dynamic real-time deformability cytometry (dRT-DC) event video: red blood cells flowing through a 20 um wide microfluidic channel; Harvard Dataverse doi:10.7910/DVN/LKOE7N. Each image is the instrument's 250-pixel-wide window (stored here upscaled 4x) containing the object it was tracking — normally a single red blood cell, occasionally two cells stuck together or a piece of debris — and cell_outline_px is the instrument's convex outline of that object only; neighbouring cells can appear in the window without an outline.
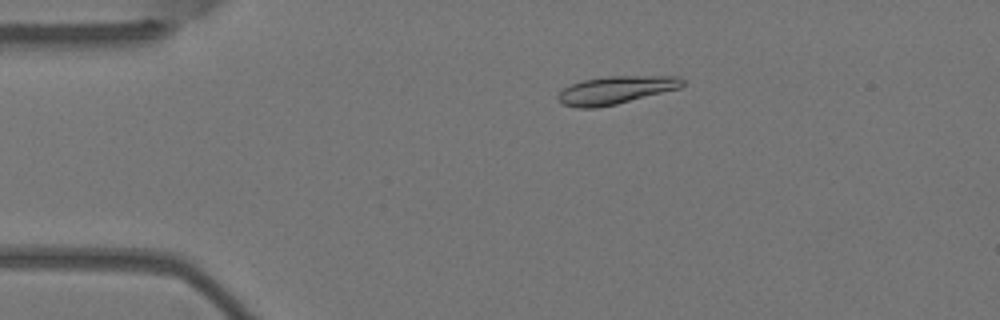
{"species": "Egyptian fruit bat (a non-hibernating species)", "species_latin": "Rousettus aegyptiacus", "temperature_condition": "warm", "stored_images_in_passage": 5, "camera_frame_rate_fps": 3000, "um_per_image_px": 0.085, "animal": {"sex": "female"}, "frame": {"image": 1, "passage_image": 2, "time_ms": 0.333, "image_size_px": [1000, 320], "cell_outline_px": [[684, 84], [680, 88], [616, 104], [596, 108], [576, 108], [564, 104], [556, 96], [564, 88], [572, 84], [584, 80], [608, 76], [680, 76], [684, 80]], "centroid_in_image_um": [52.36, 7.65], "position_along_channel_um": 32.6, "area_um2": 20.06}}
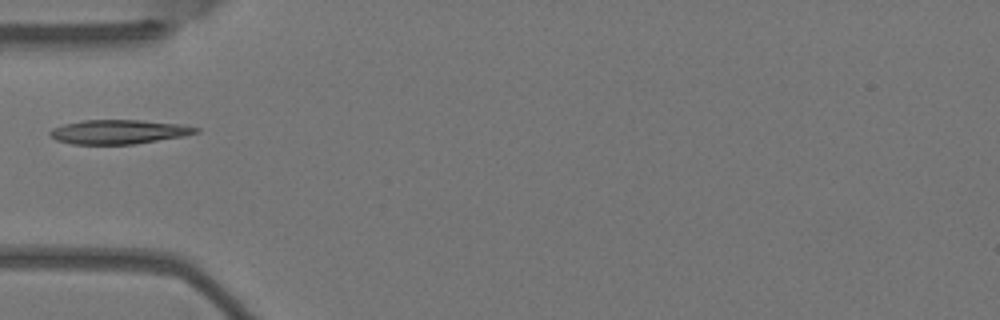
{"frame": {"image": 2, "passage_image": 4, "time_ms": 1.0, "image_size_px": [1000, 320], "cell_outline_px": [[200, 132], [184, 136], [132, 144], [72, 144], [56, 140], [48, 132], [52, 128], [64, 124], [84, 120], [140, 120], [184, 124], [200, 128]], "centroid_in_image_um": [10.13, 11.2], "position_along_channel_um": 74.9, "area_um2": 20.58}}
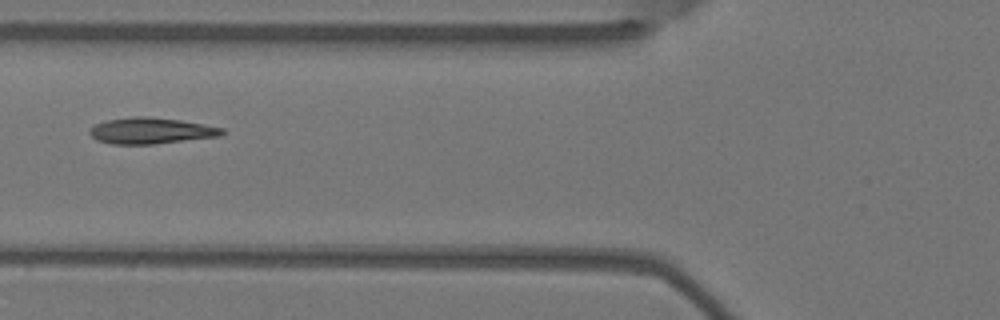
{"frame": {"image": 3, "passage_image": 5, "time_ms": 1.333, "image_size_px": [1000, 320], "cell_outline_px": [[224, 132], [220, 136], [152, 144], [112, 144], [96, 140], [88, 132], [96, 124], [108, 120], [136, 116], [148, 116], [180, 120], [204, 124], [224, 128]], "centroid_in_image_um": [12.84, 11.11], "position_along_channel_um": 113.0, "area_um2": 20.0}}